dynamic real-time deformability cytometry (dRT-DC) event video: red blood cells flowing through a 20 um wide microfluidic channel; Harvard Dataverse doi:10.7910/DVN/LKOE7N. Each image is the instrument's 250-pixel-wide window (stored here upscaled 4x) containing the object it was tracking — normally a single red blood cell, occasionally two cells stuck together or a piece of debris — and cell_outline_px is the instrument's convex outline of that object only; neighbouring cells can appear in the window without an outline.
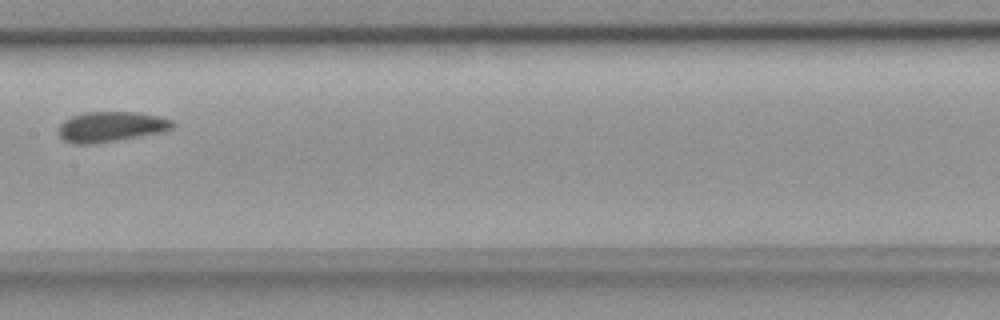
{"species": "common noctule bat (a hibernating species)", "species_latin": "Nyctalus noctula", "temperature_condition": "room temperature", "stored_images_in_passage": 6, "camera_frame_rate_fps": 3000, "um_per_image_px": 0.085, "animal": {"sex": "female", "body_mass_g": 18.4}, "frame": {"image": 1, "passage_image": 5, "time_ms": 1.333, "image_size_px": [1000, 320], "cell_outline_px": [[176, 124], [172, 128], [160, 132], [92, 144], [76, 144], [64, 140], [60, 136], [60, 124], [64, 120], [72, 116], [84, 112], [136, 112], [156, 116], [172, 120]], "centroid_in_image_um": [9.41, 10.76], "position_along_channel_um": 198.0, "area_um2": 19.71}}
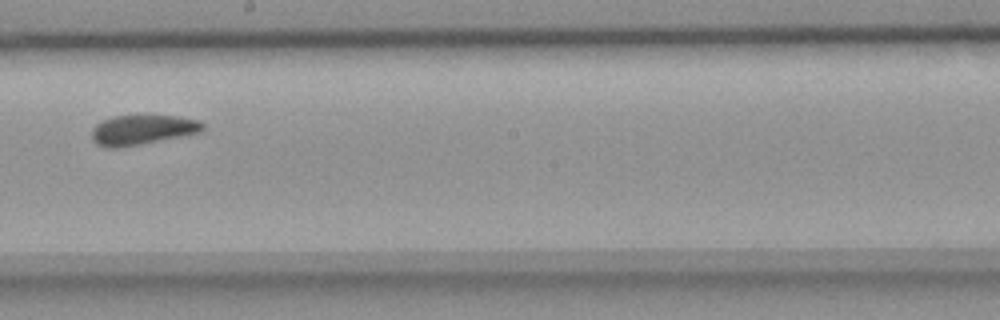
{"frame": {"image": 2, "passage_image": 6, "time_ms": 1.667, "image_size_px": [1000, 320], "cell_outline_px": [[204, 132], [140, 144], [116, 148], [108, 148], [96, 144], [92, 140], [92, 128], [100, 120], [112, 116], [144, 112], [176, 116], [200, 120], [204, 124]], "centroid_in_image_um": [12.11, 10.97], "position_along_channel_um": 236.1, "area_um2": 20.35}}